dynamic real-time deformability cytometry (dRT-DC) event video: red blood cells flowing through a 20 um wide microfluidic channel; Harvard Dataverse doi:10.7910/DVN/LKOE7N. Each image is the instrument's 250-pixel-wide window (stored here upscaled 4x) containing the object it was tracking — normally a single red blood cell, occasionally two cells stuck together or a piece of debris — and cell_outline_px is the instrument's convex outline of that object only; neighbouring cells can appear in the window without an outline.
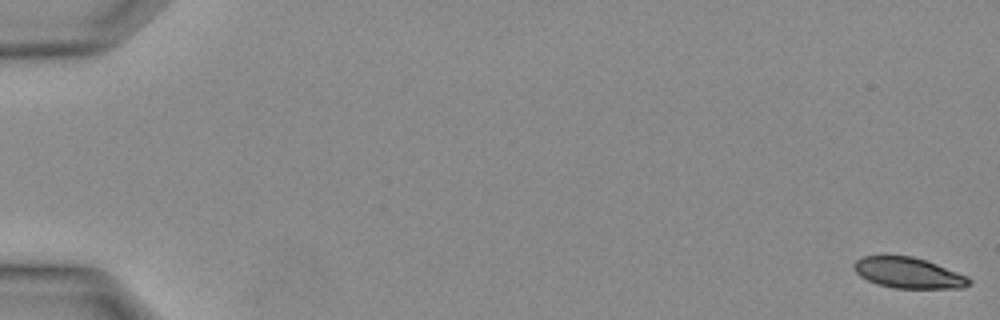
{"species": "Egyptian fruit bat (a non-hibernating species)", "species_latin": "Rousettus aegyptiacus", "temperature_condition": "warm", "stored_images_in_passage": 10, "camera_frame_rate_fps": 3000, "um_per_image_px": 0.085, "animal": {"sex": "female"}, "frame": {"image": 1, "passage_image": 1, "time_ms": 0.0, "image_size_px": [1000, 320], "cell_outline_px": [[972, 284], [964, 288], [896, 288], [876, 284], [860, 276], [852, 268], [852, 264], [860, 256], [884, 252], [912, 256], [936, 264], [968, 276], [972, 280]], "centroid_in_image_um": [77.14, 23.14], "position_along_channel_um": 7.9, "area_um2": 21.44}}
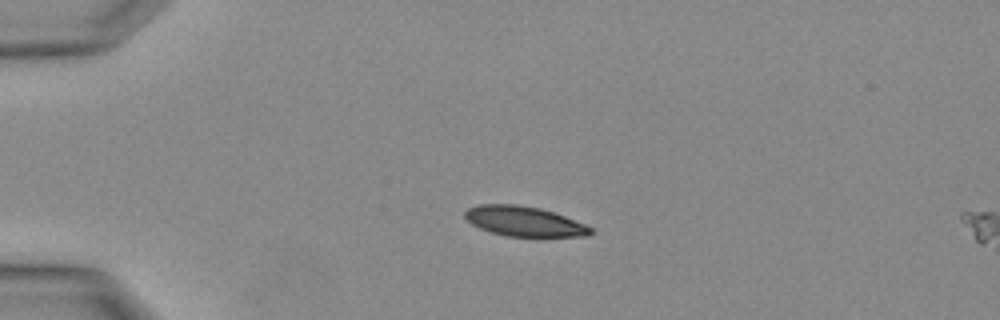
{"frame": {"image": 2, "passage_image": 9, "time_ms": 2.667, "image_size_px": [1000, 320], "cell_outline_px": [[592, 232], [588, 236], [508, 236], [492, 232], [480, 228], [472, 224], [464, 216], [464, 212], [468, 208], [480, 204], [516, 204], [540, 208], [564, 216], [584, 224], [592, 228]], "centroid_in_image_um": [44.53, 18.8], "position_along_channel_um": 40.5, "area_um2": 21.62}}